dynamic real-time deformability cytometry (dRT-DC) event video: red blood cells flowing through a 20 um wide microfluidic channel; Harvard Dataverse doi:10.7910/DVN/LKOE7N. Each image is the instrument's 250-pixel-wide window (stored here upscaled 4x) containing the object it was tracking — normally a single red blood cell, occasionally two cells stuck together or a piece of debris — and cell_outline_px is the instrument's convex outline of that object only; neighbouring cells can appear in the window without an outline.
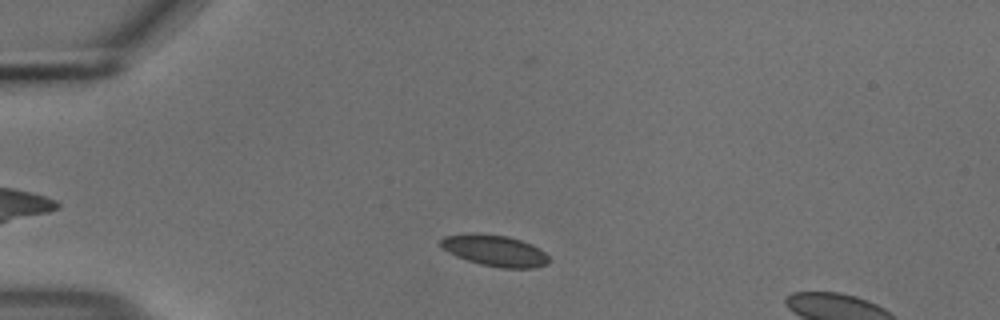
{"species": "common noctule bat (a hibernating species)", "species_latin": "Nyctalus noctula", "temperature_condition": "cold", "stored_images_in_passage": 48, "camera_frame_rate_fps": 3000, "um_per_image_px": 0.085, "animal": {"sex": "male", "body_mass_g": 18.8}, "frame": {"image": 1, "passage_image": 6, "time_ms": 1.667, "image_size_px": [1000, 320], "cell_outline_px": [[548, 264], [532, 268], [500, 268], [480, 264], [456, 256], [448, 252], [440, 244], [440, 240], [444, 236], [472, 232], [508, 236], [532, 244], [540, 248], [548, 256]], "centroid_in_image_um": [42.06, 21.29], "position_along_channel_um": 42.9, "area_um2": 19.77}}
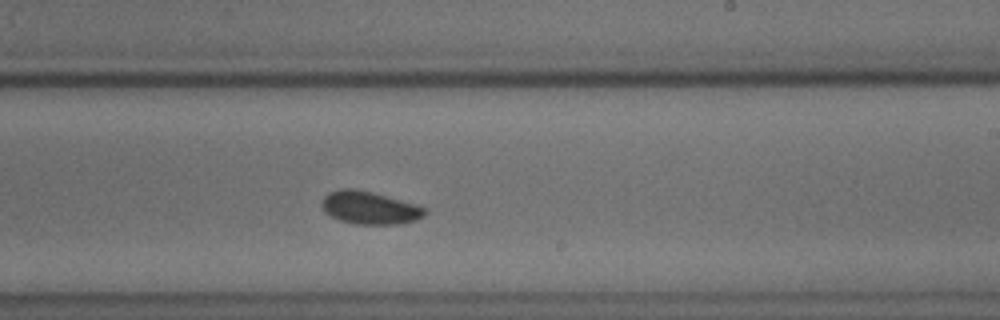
{"frame": {"image": 2, "passage_image": 26, "time_ms": 8.333, "image_size_px": [1000, 320], "cell_outline_px": [[428, 212], [424, 216], [416, 220], [396, 224], [356, 224], [340, 220], [324, 212], [324, 196], [328, 192], [340, 188], [356, 188], [372, 192], [416, 204], [424, 208]], "centroid_in_image_um": [31.43, 17.65], "position_along_channel_um": 257.6, "area_um2": 19.54}}
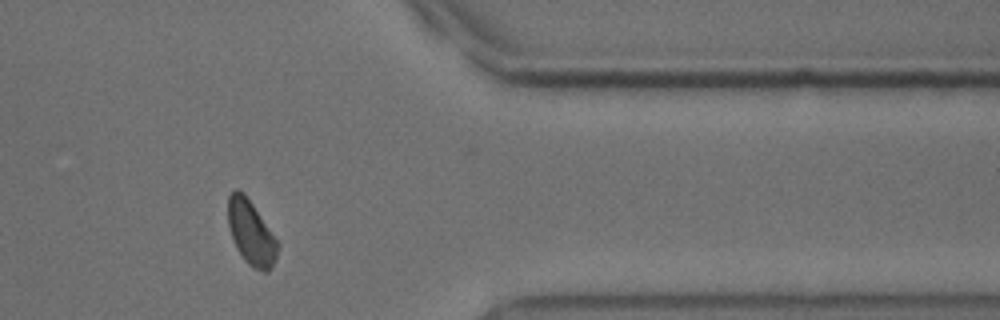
{"frame": {"image": 3, "passage_image": 38, "time_ms": 12.333, "image_size_px": [1000, 320], "cell_outline_px": [[280, 244], [276, 260], [268, 272], [264, 272], [252, 268], [244, 260], [236, 248], [228, 224], [228, 196], [236, 188], [244, 192]], "centroid_in_image_um": [21.35, 19.81], "position_along_channel_um": 390.0, "area_um2": 18.73}}